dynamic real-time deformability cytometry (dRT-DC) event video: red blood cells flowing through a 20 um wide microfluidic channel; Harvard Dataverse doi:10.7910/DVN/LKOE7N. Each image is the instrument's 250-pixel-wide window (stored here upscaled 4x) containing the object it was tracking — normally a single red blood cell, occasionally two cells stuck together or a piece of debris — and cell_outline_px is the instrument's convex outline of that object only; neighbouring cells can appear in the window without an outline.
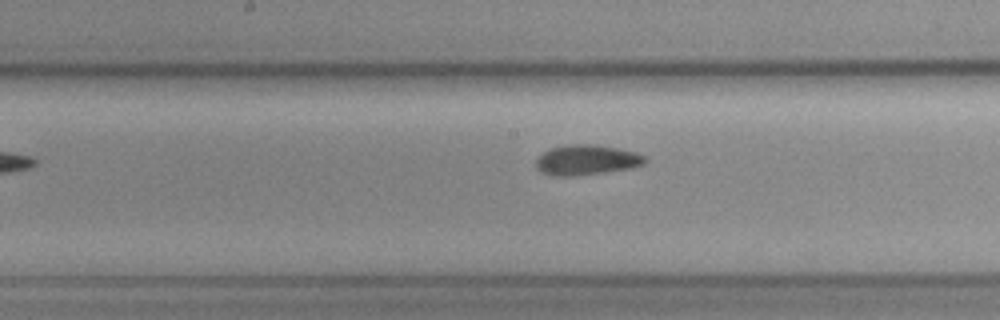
{"species": "common noctule bat (a hibernating species)", "species_latin": "Nyctalus noctula", "temperature_condition": "cold", "stored_images_in_passage": 9, "camera_frame_rate_fps": 3000, "um_per_image_px": 0.085, "animal": {"sex": "female", "body_mass_g": 19.3, "forearm_length_mm": 54.1}, "frame": {"image": 1, "passage_image": 9, "time_ms": 11.333, "image_size_px": [1000, 320], "cell_outline_px": [[648, 160], [644, 164], [628, 168], [604, 172], [572, 176], [560, 176], [544, 172], [536, 168], [536, 160], [544, 152], [552, 148], [568, 144], [592, 144], [616, 148], [636, 152], [644, 156]], "centroid_in_image_um": [49.88, 13.58], "position_along_channel_um": 198.3, "area_um2": 18.79}}